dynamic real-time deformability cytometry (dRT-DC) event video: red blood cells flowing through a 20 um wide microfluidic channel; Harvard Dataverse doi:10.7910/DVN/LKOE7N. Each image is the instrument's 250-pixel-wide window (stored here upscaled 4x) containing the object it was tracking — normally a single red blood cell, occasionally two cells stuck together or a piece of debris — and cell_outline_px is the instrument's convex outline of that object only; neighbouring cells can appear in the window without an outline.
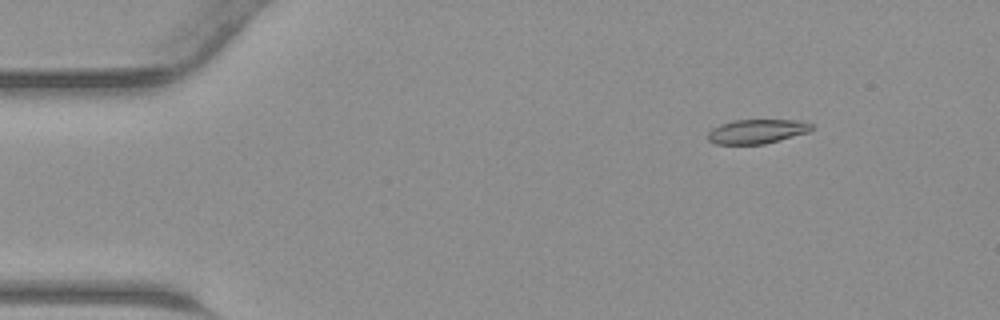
{"species": "common noctule bat (a hibernating species)", "species_latin": "Nyctalus noctula", "temperature_condition": "warm", "stored_images_in_passage": 45, "camera_frame_rate_fps": 3000, "um_per_image_px": 0.085, "animal": {"sex": "male", "body_mass_g": 23.1, "forearm_length_mm": 52.7}, "frame": {"image": 1, "passage_image": 6, "time_ms": 1.667, "image_size_px": [1000, 320], "cell_outline_px": [[812, 128], [808, 132], [764, 144], [716, 144], [708, 140], [708, 132], [712, 128], [720, 124], [732, 120], [804, 120], [812, 124]], "centroid_in_image_um": [64.32, 11.16], "position_along_channel_um": 20.7, "area_um2": 14.68}}
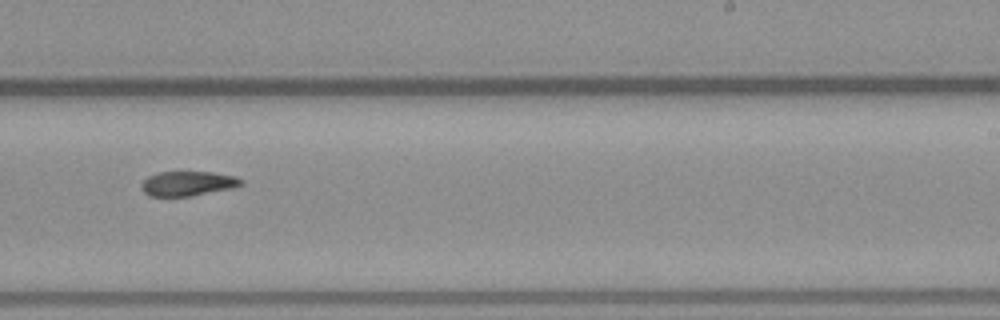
{"frame": {"image": 2, "passage_image": 28, "time_ms": 9.0, "image_size_px": [1000, 320], "cell_outline_px": [[244, 184], [232, 188], [192, 196], [148, 196], [140, 188], [140, 184], [148, 176], [156, 172], [212, 172], [236, 176], [244, 180]], "centroid_in_image_um": [15.96, 15.6], "position_along_channel_um": 273.0, "area_um2": 14.51}}
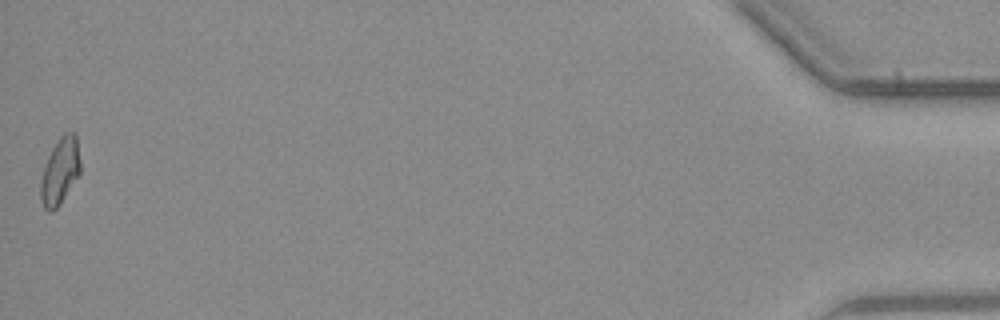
{"frame": {"image": 3, "passage_image": 45, "time_ms": 14.667, "image_size_px": [1000, 320], "cell_outline_px": [[80, 172], [60, 204], [52, 212], [48, 212], [44, 208], [40, 200], [40, 184], [44, 164], [52, 148], [60, 136], [64, 132], [76, 132], [80, 160]], "centroid_in_image_um": [5.09, 14.54], "position_along_channel_um": 430.1, "area_um2": 15.49}}